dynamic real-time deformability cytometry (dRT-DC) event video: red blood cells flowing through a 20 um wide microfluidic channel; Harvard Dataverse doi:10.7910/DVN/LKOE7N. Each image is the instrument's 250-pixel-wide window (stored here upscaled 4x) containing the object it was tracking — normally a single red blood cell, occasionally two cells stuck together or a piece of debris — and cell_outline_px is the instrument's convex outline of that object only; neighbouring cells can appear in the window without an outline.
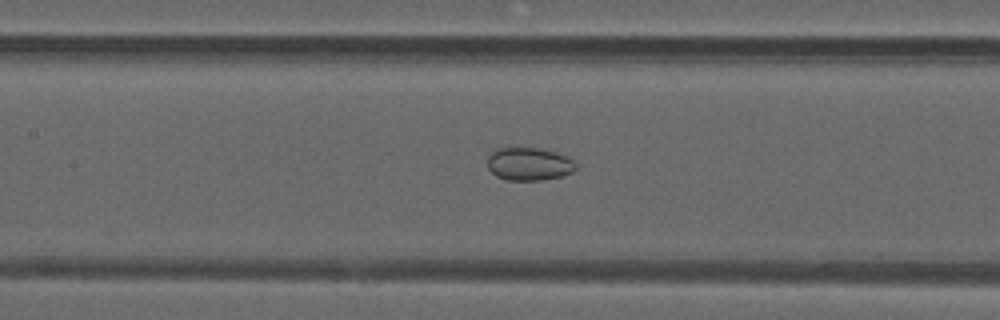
{"species": "common noctule bat (a hibernating species)", "species_latin": "Nyctalus noctula", "temperature_condition": "warm", "stored_images_in_passage": 29, "camera_frame_rate_fps": 3000, "um_per_image_px": 0.085, "animal": {"sex": "male", "forearm_length_mm": 52.5}, "frame": {"image": 1, "passage_image": 13, "time_ms": 4.0, "image_size_px": [1000, 320], "cell_outline_px": [[576, 168], [572, 172], [560, 176], [540, 180], [508, 180], [496, 176], [488, 168], [488, 156], [496, 148], [536, 148], [556, 152], [568, 156], [576, 164]], "centroid_in_image_um": [44.96, 13.93], "position_along_channel_um": 162.4, "area_um2": 16.88}}
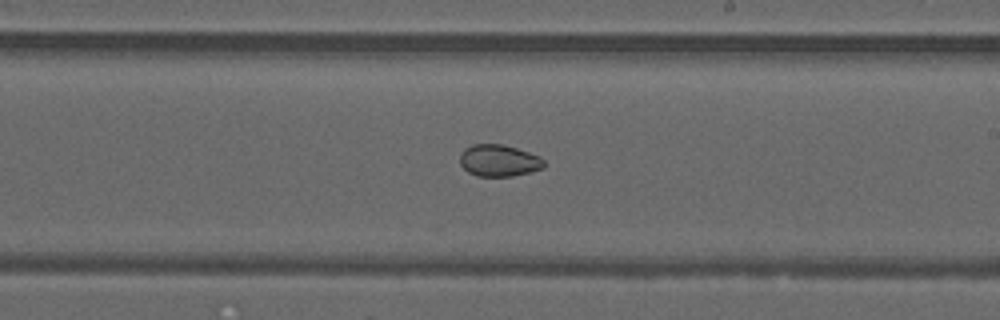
{"frame": {"image": 2, "passage_image": 19, "time_ms": 6.0, "image_size_px": [1000, 320], "cell_outline_px": [[544, 168], [532, 172], [512, 176], [476, 176], [468, 172], [460, 164], [460, 152], [464, 148], [472, 144], [504, 144], [540, 156], [544, 160]], "centroid_in_image_um": [42.4, 13.64], "position_along_channel_um": 246.6, "area_um2": 15.78}}
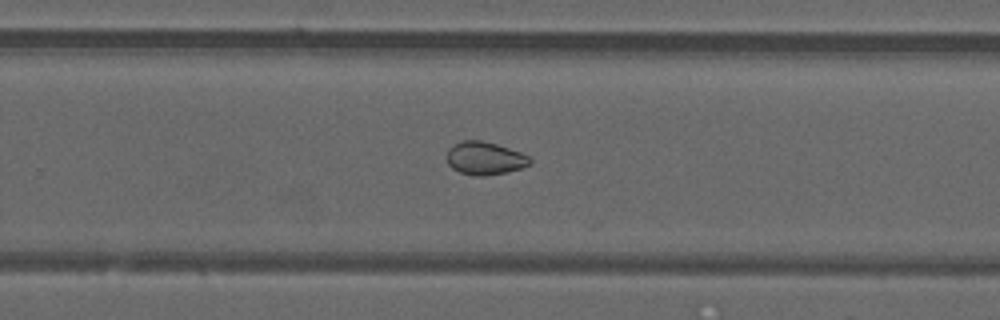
{"frame": {"image": 3, "passage_image": 22, "time_ms": 7.0, "image_size_px": [1000, 320], "cell_outline_px": [[532, 160], [528, 164], [520, 168], [508, 172], [484, 176], [476, 176], [460, 172], [452, 168], [448, 164], [448, 148], [452, 144], [464, 140], [480, 140], [496, 144], [520, 152], [528, 156]], "centroid_in_image_um": [41.19, 13.45], "position_along_channel_um": 288.6, "area_um2": 15.84}, "authors_computed_cell_mechanics": {"area_um2": 17.5712, "velocity_mm_per_s": 4.2293, "shape_relaxation_time_tau1_ms": null, "shape_relaxation_time_tau2_ms": 5.0043, "deformation_change_tau1": null, "deformation_change_tau2": 0.0738}}